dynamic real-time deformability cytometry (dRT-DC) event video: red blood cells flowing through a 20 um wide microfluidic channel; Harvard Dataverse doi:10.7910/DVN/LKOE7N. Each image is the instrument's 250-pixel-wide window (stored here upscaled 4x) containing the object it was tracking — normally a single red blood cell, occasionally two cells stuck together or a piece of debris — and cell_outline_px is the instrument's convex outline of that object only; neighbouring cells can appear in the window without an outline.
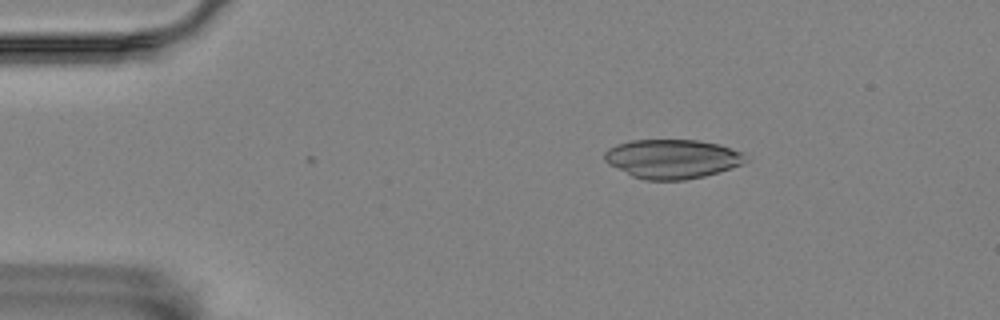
{"species": "Egyptian fruit bat (a non-hibernating species)", "species_latin": "Rousettus aegyptiacus", "temperature_condition": "room temperature", "stored_images_in_passage": 2, "camera_frame_rate_fps": 3000, "um_per_image_px": 0.085, "animal": {"sex": "female"}, "frame": {"image": 1, "passage_image": 1, "time_ms": 0.0, "image_size_px": [1000, 320], "cell_outline_px": [[748, 160], [740, 164], [704, 176], [684, 180], [644, 180], [632, 176], [608, 164], [604, 160], [604, 152], [608, 148], [616, 144], [632, 140], [696, 140], [720, 144], [744, 152]], "centroid_in_image_um": [57.11, 13.49], "position_along_channel_um": 27.9, "area_um2": 32.19}}